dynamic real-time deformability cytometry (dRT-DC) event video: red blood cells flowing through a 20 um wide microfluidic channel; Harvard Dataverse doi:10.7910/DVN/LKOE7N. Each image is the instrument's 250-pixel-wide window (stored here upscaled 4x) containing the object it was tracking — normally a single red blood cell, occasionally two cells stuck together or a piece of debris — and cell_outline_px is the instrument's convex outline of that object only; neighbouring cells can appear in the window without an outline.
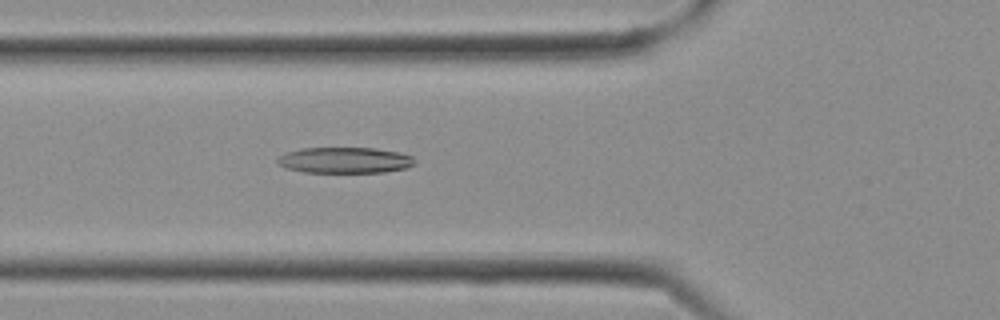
{"species": "Egyptian fruit bat (a non-hibernating species)", "species_latin": "Rousettus aegyptiacus", "temperature_condition": "cold", "stored_images_in_passage": 3, "camera_frame_rate_fps": 3000, "um_per_image_px": 0.085, "frame": {"image": 1, "passage_image": 3, "time_ms": 0.667, "image_size_px": [1000, 320], "cell_outline_px": [[416, 164], [408, 168], [384, 172], [304, 172], [288, 168], [280, 164], [276, 160], [280, 156], [288, 152], [300, 148], [376, 148], [400, 152], [412, 156], [416, 160]], "centroid_in_image_um": [29.39, 13.61], "position_along_channel_um": 96.4, "area_um2": 20.75}}